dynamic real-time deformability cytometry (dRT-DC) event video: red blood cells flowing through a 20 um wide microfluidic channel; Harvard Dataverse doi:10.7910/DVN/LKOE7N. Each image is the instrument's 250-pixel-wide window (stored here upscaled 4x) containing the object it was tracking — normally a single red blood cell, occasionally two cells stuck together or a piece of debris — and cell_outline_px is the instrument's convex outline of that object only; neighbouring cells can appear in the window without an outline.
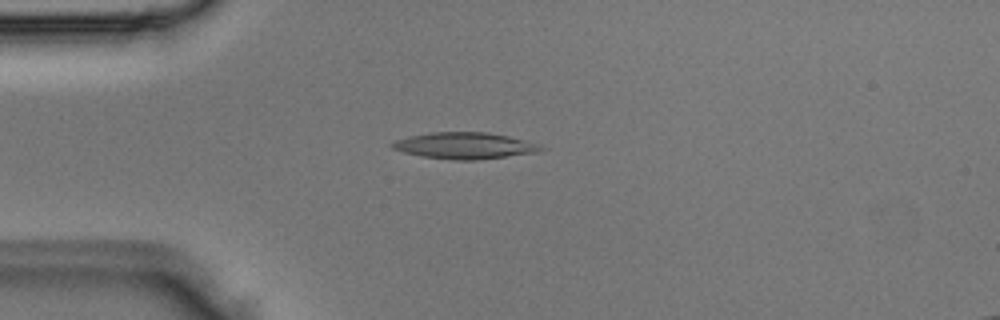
{"species": "Egyptian fruit bat (a non-hibernating species)", "species_latin": "Rousettus aegyptiacus", "temperature_condition": "room temperature", "stored_images_in_passage": 3, "camera_frame_rate_fps": 3000, "um_per_image_px": 0.085, "animal": {"sex": "male"}, "frame": {"image": 1, "passage_image": 3, "time_ms": 0.667, "image_size_px": [1000, 320], "cell_outline_px": [[548, 148], [540, 152], [476, 160], [452, 160], [424, 156], [404, 152], [392, 148], [388, 144], [396, 140], [408, 136], [432, 132], [488, 132], [508, 136], [540, 144]], "centroid_in_image_um": [39.53, 12.38], "position_along_channel_um": 45.5, "area_um2": 23.0}}